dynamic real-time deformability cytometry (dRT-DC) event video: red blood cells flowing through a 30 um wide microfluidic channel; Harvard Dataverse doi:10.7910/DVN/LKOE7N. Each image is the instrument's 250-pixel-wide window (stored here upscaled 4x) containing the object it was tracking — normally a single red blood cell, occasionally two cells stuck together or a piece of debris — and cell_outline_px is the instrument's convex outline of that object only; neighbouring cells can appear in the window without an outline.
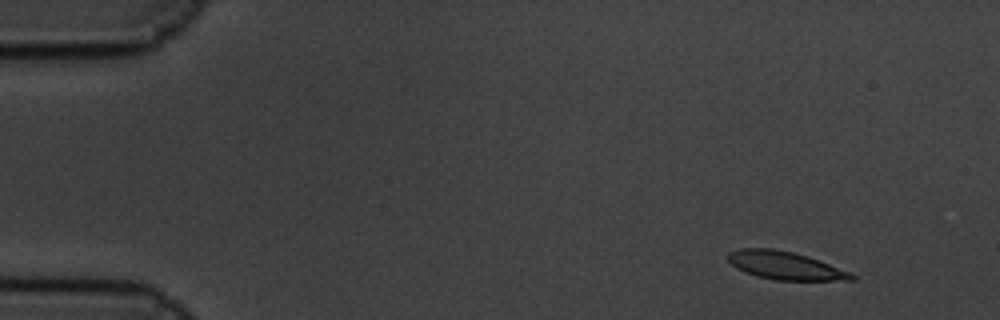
{"species": "common noctule bat (a hibernating species)", "species_latin": "Nyctalus noctula", "temperature_condition": "cold", "stored_images_in_passage": 55, "camera_frame_rate_fps": 3000, "um_per_image_px": 0.085, "animal": {"sex": "male", "body_mass_g": 19.5, "forearm_length_mm": 54.6}, "frame": {"image": 1, "passage_image": 1, "time_ms": 0.0, "image_size_px": [1000, 320], "cell_outline_px": [[856, 280], [776, 280], [756, 276], [744, 272], [736, 268], [728, 260], [728, 252], [740, 248], [772, 248], [792, 252], [808, 256], [820, 260], [852, 272], [856, 276]], "centroid_in_image_um": [66.76, 22.57], "position_along_channel_um": 18.2, "area_um2": 20.35}}
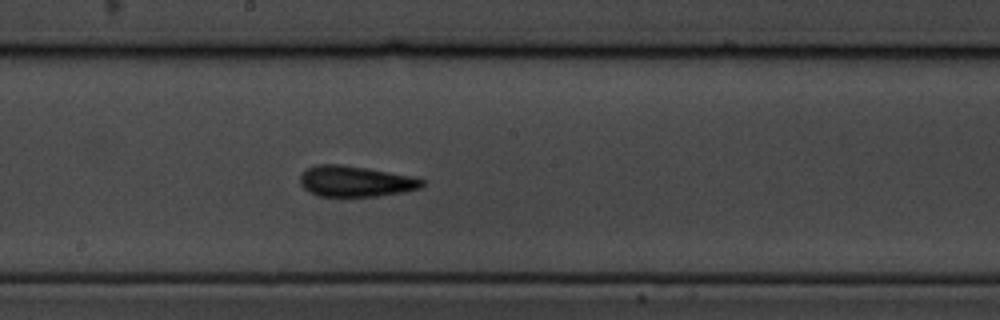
{"frame": {"image": 2, "passage_image": 28, "time_ms": 9.0, "image_size_px": [1000, 320], "cell_outline_px": [[424, 184], [420, 188], [404, 192], [376, 196], [316, 196], [308, 192], [300, 184], [300, 176], [308, 168], [316, 164], [340, 164], [368, 168], [408, 176], [424, 180]], "centroid_in_image_um": [30.17, 15.41], "position_along_channel_um": 218.0, "area_um2": 21.79}}
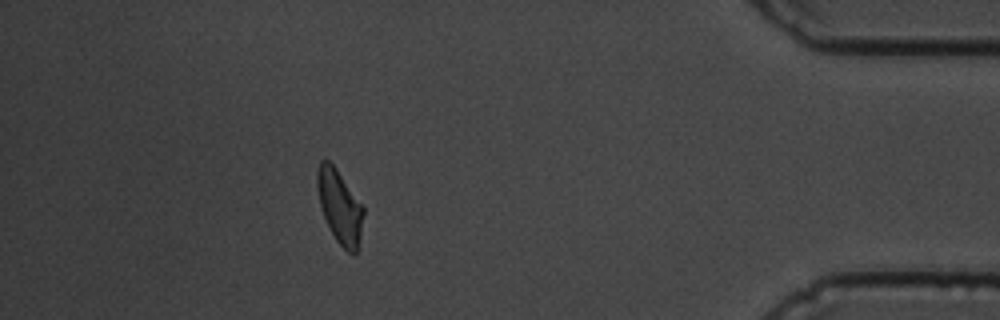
{"frame": {"image": 3, "passage_image": 49, "time_ms": 16.0, "image_size_px": [1000, 320], "cell_outline_px": [[364, 212], [356, 252], [352, 256], [336, 240], [320, 208], [316, 188], [316, 168], [320, 160], [328, 160], [336, 168], [364, 204]], "centroid_in_image_um": [28.86, 17.49], "position_along_channel_um": 406.3, "area_um2": 19.94}, "authors_computed_cell_mechanics": {"area_um2": 21.097, "velocity_mm_per_s": 3.3408, "shape_relaxation_time_tau1_ms": 5.2798, "shape_relaxation_time_tau2_ms": 1.9669, "deformation_change_tau1": 0.1596, "deformation_change_tau2": 0.09}}